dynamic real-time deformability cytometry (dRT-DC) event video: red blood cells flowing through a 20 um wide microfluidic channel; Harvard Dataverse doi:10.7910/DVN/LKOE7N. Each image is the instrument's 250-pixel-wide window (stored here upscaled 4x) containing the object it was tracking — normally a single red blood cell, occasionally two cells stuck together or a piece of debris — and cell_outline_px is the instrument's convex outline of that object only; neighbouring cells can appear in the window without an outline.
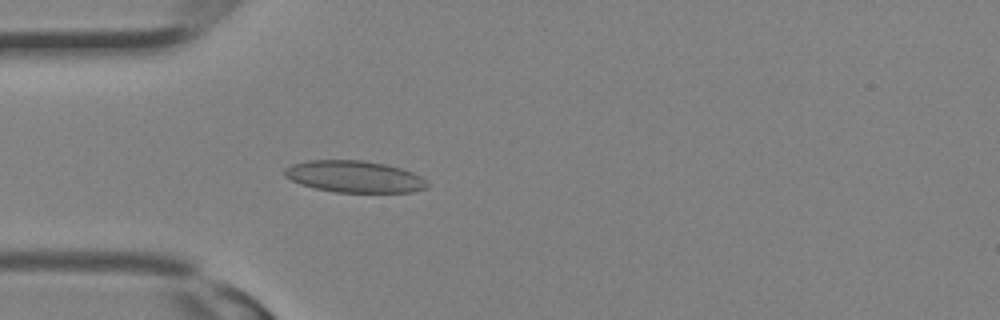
{"species": "Egyptian fruit bat (a non-hibernating species)", "species_latin": "Rousettus aegyptiacus", "temperature_condition": "room temperature", "stored_images_in_passage": 14, "camera_frame_rate_fps": 3000, "um_per_image_px": 0.085, "animal": {"sex": "female"}, "frame": {"image": 1, "passage_image": 8, "time_ms": 2.333, "image_size_px": [1000, 320], "cell_outline_px": [[428, 188], [412, 192], [336, 192], [316, 188], [300, 184], [284, 176], [284, 168], [292, 164], [308, 160], [364, 160], [388, 164], [412, 172], [420, 176], [428, 184]], "centroid_in_image_um": [30.12, 15.0], "position_along_channel_um": 54.9, "area_um2": 26.41}}
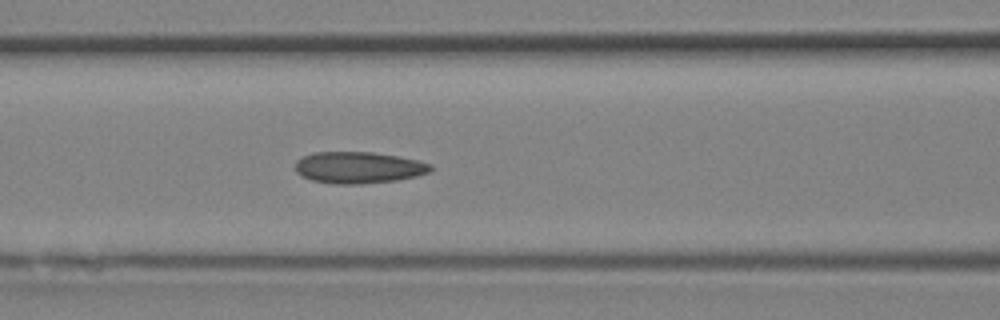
{"frame": {"image": 2, "passage_image": 12, "time_ms": 3.667, "image_size_px": [1000, 320], "cell_outline_px": [[432, 172], [416, 176], [396, 180], [360, 184], [332, 184], [312, 180], [300, 176], [296, 172], [296, 160], [300, 156], [312, 152], [372, 152], [396, 156], [416, 160], [432, 164]], "centroid_in_image_um": [30.44, 14.24], "position_along_channel_um": 136.2, "area_um2": 25.09}}
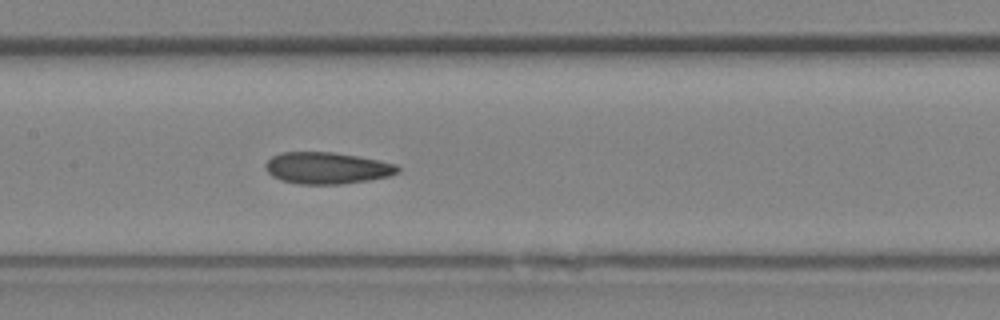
{"frame": {"image": 3, "passage_image": 14, "time_ms": 4.333, "image_size_px": [1000, 320], "cell_outline_px": [[400, 172], [388, 176], [368, 180], [340, 184], [300, 184], [280, 180], [272, 176], [268, 172], [264, 164], [272, 156], [280, 152], [332, 152], [380, 160], [396, 164], [400, 168]], "centroid_in_image_um": [27.79, 14.28], "position_along_channel_um": 179.6, "area_um2": 24.39}}